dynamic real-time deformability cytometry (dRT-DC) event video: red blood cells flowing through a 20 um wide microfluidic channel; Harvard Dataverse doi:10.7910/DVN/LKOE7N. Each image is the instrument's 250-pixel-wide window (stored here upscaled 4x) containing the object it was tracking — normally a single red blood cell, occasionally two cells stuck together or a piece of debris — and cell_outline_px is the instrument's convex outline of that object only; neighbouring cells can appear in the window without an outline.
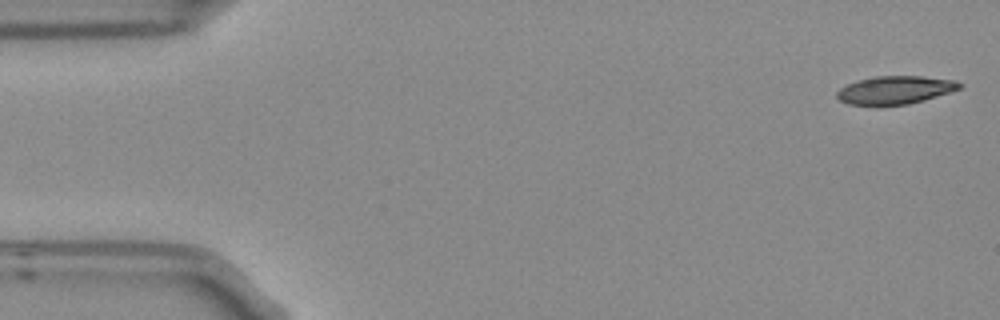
{"species": "Egyptian fruit bat (a non-hibernating species)", "species_latin": "Rousettus aegyptiacus", "temperature_condition": "room temperature", "stored_images_in_passage": 5, "segment_of_instrument_passage": [1, 2], "camera_frame_rate_fps": 3000, "um_per_image_px": 0.085, "frame": {"image": 1, "passage_image": 1, "time_ms": 0.0, "image_size_px": [1000, 320], "cell_outline_px": [[964, 84], [960, 88], [924, 100], [908, 104], [876, 108], [848, 104], [840, 100], [836, 96], [836, 92], [840, 88], [848, 84], [860, 80], [876, 76], [920, 76], [956, 80]], "centroid_in_image_um": [76.04, 7.69], "position_along_channel_um": 9.0, "area_um2": 20.52}}